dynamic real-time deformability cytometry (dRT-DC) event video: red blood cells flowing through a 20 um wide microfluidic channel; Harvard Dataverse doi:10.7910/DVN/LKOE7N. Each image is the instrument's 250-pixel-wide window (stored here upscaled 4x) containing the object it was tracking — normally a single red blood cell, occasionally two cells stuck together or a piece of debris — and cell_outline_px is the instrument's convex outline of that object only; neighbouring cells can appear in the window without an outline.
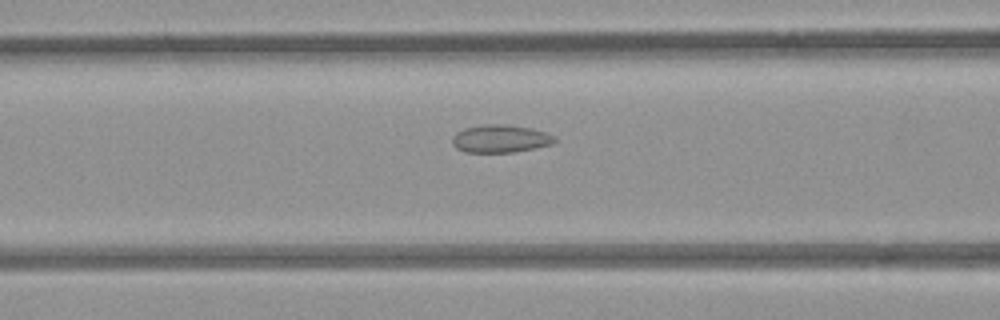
{"species": "common noctule bat (a hibernating species)", "species_latin": "Nyctalus noctula", "temperature_condition": "room temperature", "stored_images_in_passage": 45, "camera_frame_rate_fps": 3000, "um_per_image_px": 0.085, "animal": {"sex": "female", "body_mass_g": 21.9}, "frame": {"image": 1, "passage_image": 20, "time_ms": 6.333, "image_size_px": [1000, 320], "cell_outline_px": [[556, 140], [552, 144], [512, 152], [464, 152], [456, 148], [452, 144], [452, 136], [456, 132], [464, 128], [484, 124], [504, 124], [532, 128], [544, 132], [552, 136]], "centroid_in_image_um": [42.47, 11.78], "position_along_channel_um": 124.1, "area_um2": 16.47}}
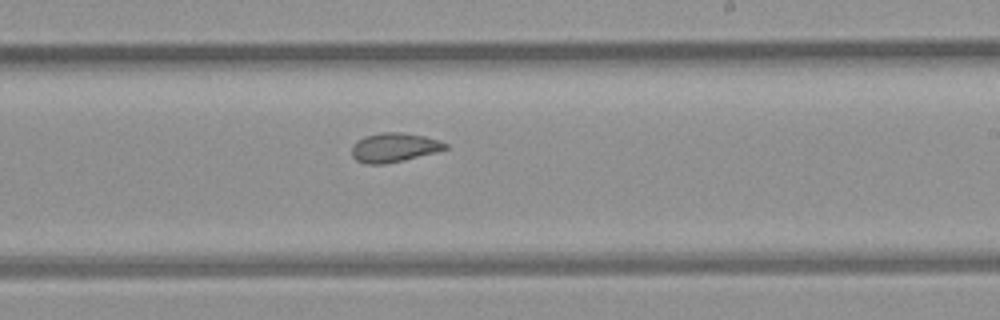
{"frame": {"image": 2, "passage_image": 30, "time_ms": 9.667, "image_size_px": [1000, 320], "cell_outline_px": [[448, 148], [436, 152], [404, 160], [384, 164], [364, 164], [356, 160], [352, 156], [352, 144], [364, 136], [380, 132], [404, 132], [424, 136], [440, 140], [448, 144]], "centroid_in_image_um": [33.49, 12.53], "position_along_channel_um": 255.5, "area_um2": 16.07}}
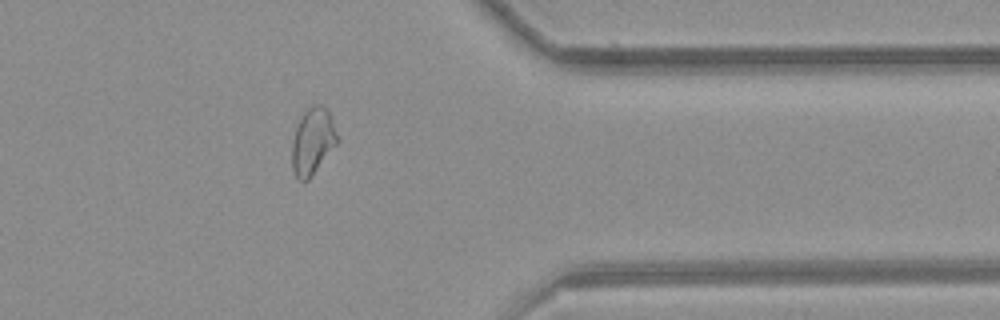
{"frame": {"image": 3, "passage_image": 41, "time_ms": 13.333, "image_size_px": [1000, 320], "cell_outline_px": [[336, 144], [312, 176], [308, 180], [300, 180], [292, 172], [292, 144], [296, 128], [304, 112], [312, 104], [320, 104], [328, 112], [336, 136]], "centroid_in_image_um": [26.53, 12.04], "position_along_channel_um": 384.9, "area_um2": 16.94}}